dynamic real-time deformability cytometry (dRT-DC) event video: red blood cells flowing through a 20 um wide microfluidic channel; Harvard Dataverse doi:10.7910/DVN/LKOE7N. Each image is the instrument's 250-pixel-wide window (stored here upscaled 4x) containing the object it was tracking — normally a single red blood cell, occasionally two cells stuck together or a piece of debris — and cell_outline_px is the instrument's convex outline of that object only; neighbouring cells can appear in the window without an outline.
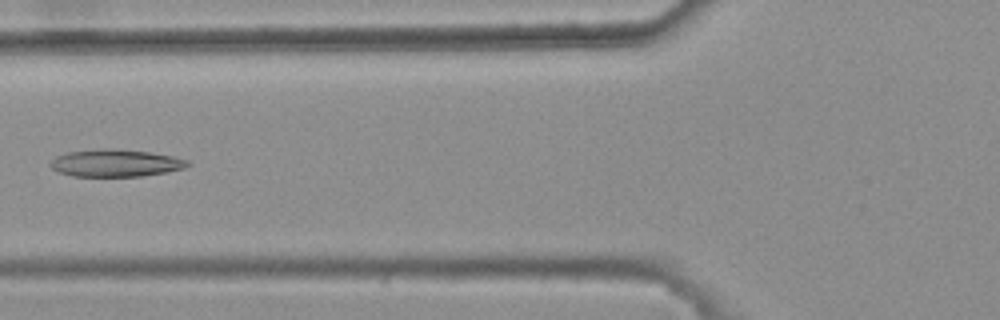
{"species": "common noctule bat (a hibernating species)", "species_latin": "Nyctalus noctula", "temperature_condition": "warm", "stored_images_in_passage": 5, "camera_frame_rate_fps": 3000, "um_per_image_px": 0.085, "animal": {"sex": "female", "body_mass_g": 25.1}, "frame": {"image": 1, "passage_image": 5, "time_ms": 1.333, "image_size_px": [1000, 320], "cell_outline_px": [[192, 164], [184, 168], [164, 172], [140, 176], [72, 176], [60, 172], [52, 168], [48, 164], [56, 156], [68, 152], [100, 148], [112, 148], [148, 152], [172, 156], [188, 160]], "centroid_in_image_um": [9.81, 13.85], "position_along_channel_um": 116.0, "area_um2": 21.73}}